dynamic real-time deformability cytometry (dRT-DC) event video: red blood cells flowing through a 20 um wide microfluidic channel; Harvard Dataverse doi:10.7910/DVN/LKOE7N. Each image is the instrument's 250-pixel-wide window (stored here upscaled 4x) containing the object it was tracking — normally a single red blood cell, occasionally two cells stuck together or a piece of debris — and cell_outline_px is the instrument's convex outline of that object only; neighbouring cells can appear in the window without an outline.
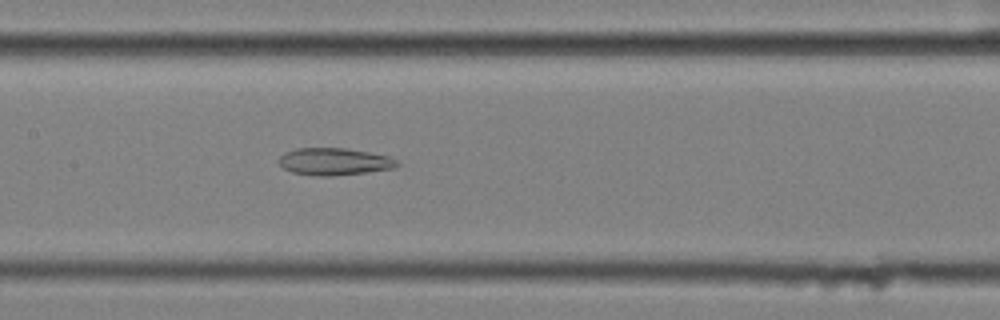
{"species": "common noctule bat (a hibernating species)", "species_latin": "Nyctalus noctula", "temperature_condition": "cold", "stored_images_in_passage": 42, "camera_frame_rate_fps": 3000, "um_per_image_px": 0.085, "animal": {"sex": "female", "body_mass_g": 25.1}, "frame": {"image": 1, "passage_image": 13, "time_ms": 4.0, "image_size_px": [1000, 320], "cell_outline_px": [[400, 164], [392, 168], [368, 172], [332, 176], [320, 176], [292, 172], [284, 168], [280, 164], [280, 156], [284, 152], [296, 148], [344, 148], [368, 152], [388, 156], [396, 160]], "centroid_in_image_um": [28.4, 13.73], "position_along_channel_um": 179.0, "area_um2": 18.55}}
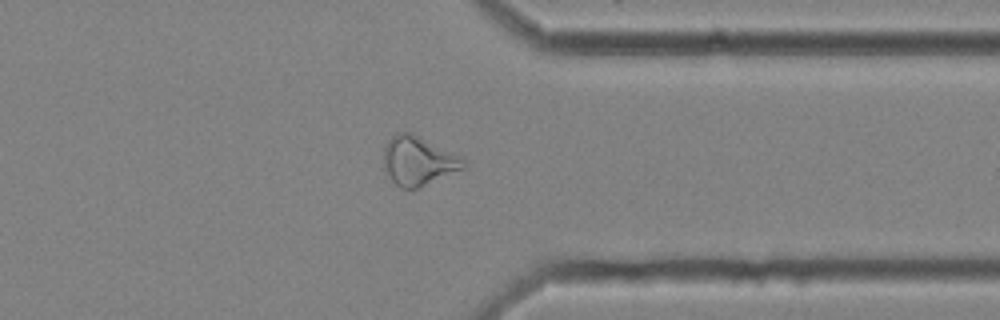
{"frame": {"image": 2, "passage_image": 30, "time_ms": 9.667, "image_size_px": [1000, 320], "cell_outline_px": [[468, 160], [464, 168], [416, 188], [400, 188], [392, 180], [384, 168], [384, 148], [388, 140], [396, 132], [412, 132], [464, 156]], "centroid_in_image_um": [35.59, 13.63], "position_along_channel_um": 375.8, "area_um2": 22.95}}
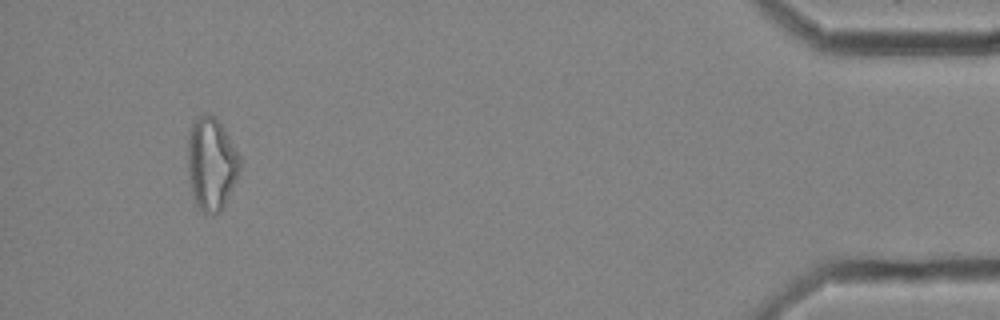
{"frame": {"image": 3, "passage_image": 39, "time_ms": 12.667, "image_size_px": [1000, 320], "cell_outline_px": [[240, 168], [228, 196], [220, 212], [212, 216], [200, 212], [192, 196], [188, 180], [188, 132], [196, 116], [204, 112], [208, 112], [216, 116], [220, 120], [240, 156]], "centroid_in_image_um": [17.93, 13.89], "position_along_channel_um": 417.3, "area_um2": 28.78}, "authors_computed_cell_mechanics": {"area_um2": 21.0392, "velocity_mm_per_s": 3.5138, "shape_relaxation_time_tau1_ms": null, "shape_relaxation_time_tau2_ms": 7.4323, "deformation_change_tau1": null, "deformation_change_tau2": 0.1901}}